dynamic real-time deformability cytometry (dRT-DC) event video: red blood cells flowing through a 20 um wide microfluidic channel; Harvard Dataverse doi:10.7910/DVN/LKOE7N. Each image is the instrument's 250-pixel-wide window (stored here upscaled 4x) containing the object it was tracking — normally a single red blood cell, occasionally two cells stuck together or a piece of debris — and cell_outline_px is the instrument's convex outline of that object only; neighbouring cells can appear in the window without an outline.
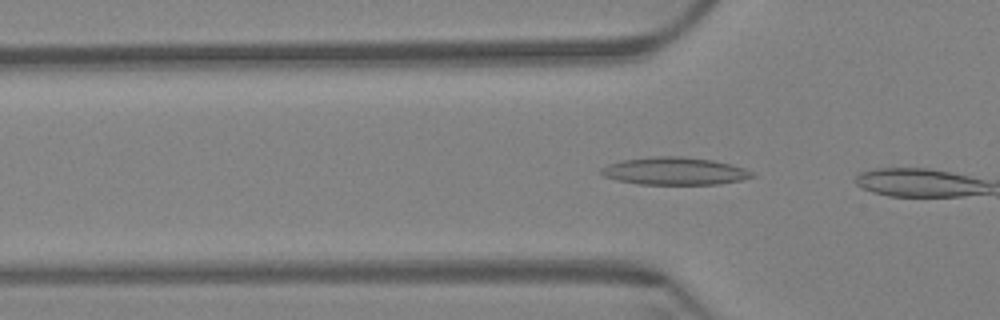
{"species": "Egyptian fruit bat (a non-hibernating species)", "species_latin": "Rousettus aegyptiacus", "temperature_condition": "warm", "stored_images_in_passage": 4, "camera_frame_rate_fps": 3000, "um_per_image_px": 0.085, "animal": {"sex": "female"}, "frame": {"image": 1, "passage_image": 2, "time_ms": 0.333, "image_size_px": [1000, 320], "cell_outline_px": [[756, 176], [740, 180], [716, 184], [640, 184], [616, 180], [604, 176], [600, 172], [600, 168], [608, 164], [620, 160], [656, 156], [680, 156], [712, 160], [732, 164], [744, 168], [752, 172]], "centroid_in_image_um": [57.32, 14.53], "position_along_channel_um": 68.5, "area_um2": 24.22}}